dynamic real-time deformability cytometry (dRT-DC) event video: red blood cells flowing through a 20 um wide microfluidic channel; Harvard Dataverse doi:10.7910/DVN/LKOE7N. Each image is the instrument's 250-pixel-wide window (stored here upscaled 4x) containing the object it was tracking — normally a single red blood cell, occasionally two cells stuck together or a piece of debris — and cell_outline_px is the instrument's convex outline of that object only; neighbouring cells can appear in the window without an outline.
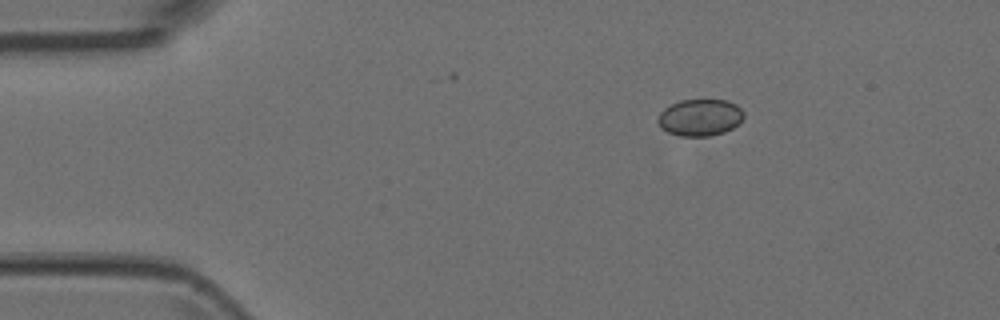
{"species": "Egyptian fruit bat (a non-hibernating species)", "species_latin": "Rousettus aegyptiacus", "temperature_condition": "room temperature", "stored_images_in_passage": 3, "camera_frame_rate_fps": 3000, "um_per_image_px": 0.085, "animal": {"sex": "female"}, "frame": {"image": 1, "passage_image": 1, "time_ms": 0.0, "image_size_px": [1000, 320], "cell_outline_px": [[744, 116], [732, 128], [724, 132], [708, 136], [680, 136], [668, 132], [660, 128], [656, 120], [660, 112], [664, 108], [680, 100], [728, 100], [736, 104], [744, 112]], "centroid_in_image_um": [59.47, 9.98], "position_along_channel_um": 25.5, "area_um2": 18.44}}